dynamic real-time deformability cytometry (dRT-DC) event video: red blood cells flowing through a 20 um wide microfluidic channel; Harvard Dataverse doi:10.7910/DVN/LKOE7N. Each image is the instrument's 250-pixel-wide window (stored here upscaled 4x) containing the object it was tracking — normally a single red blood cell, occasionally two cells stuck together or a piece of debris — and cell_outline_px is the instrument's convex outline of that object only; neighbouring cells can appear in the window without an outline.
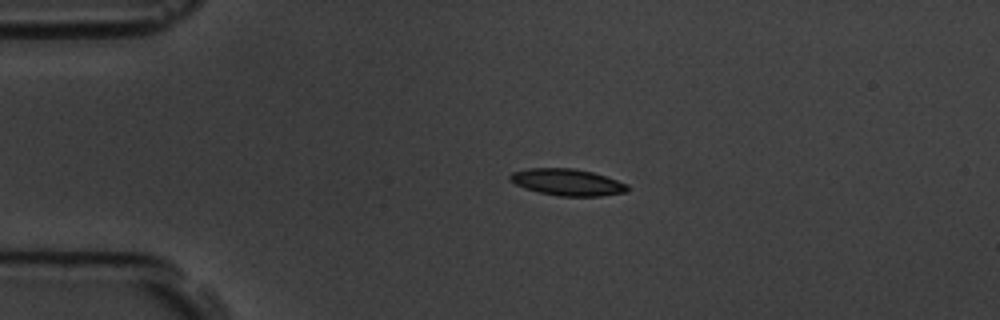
{"species": "common noctule bat (a hibernating species)", "species_latin": "Nyctalus noctula", "temperature_condition": "room temperature", "stored_images_in_passage": 4, "camera_frame_rate_fps": 3000, "um_per_image_px": 0.085, "animal": {"sex": "male", "body_mass_g": 19.5, "forearm_length_mm": 54.6}, "frame": {"image": 1, "passage_image": 3, "time_ms": 2.333, "image_size_px": [1000, 320], "cell_outline_px": [[628, 192], [600, 196], [560, 196], [540, 192], [524, 188], [508, 180], [508, 176], [512, 172], [528, 168], [572, 168], [592, 172], [628, 184]], "centroid_in_image_um": [48.2, 15.48], "position_along_channel_um": 36.8, "area_um2": 18.21}}